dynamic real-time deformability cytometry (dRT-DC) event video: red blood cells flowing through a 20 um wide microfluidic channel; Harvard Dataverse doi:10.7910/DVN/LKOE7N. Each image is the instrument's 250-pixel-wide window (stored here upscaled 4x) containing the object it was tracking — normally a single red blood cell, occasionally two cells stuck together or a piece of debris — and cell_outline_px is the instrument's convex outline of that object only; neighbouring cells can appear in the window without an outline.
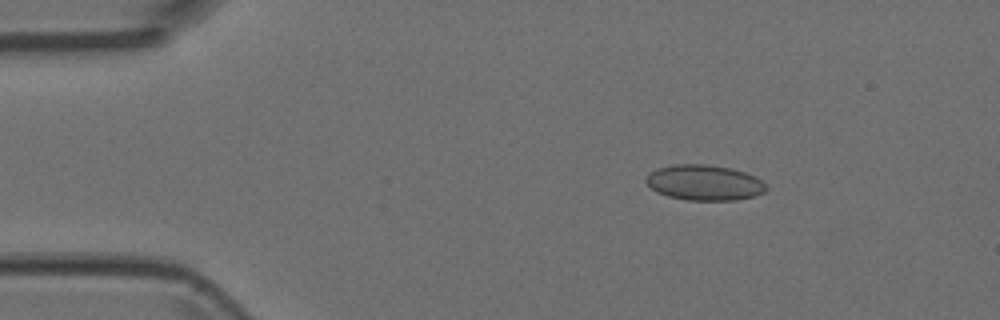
{"species": "Egyptian fruit bat (a non-hibernating species)", "species_latin": "Rousettus aegyptiacus", "temperature_condition": "room temperature", "stored_images_in_passage": 3, "camera_frame_rate_fps": 3000, "um_per_image_px": 0.085, "animal": {"sex": "female"}, "frame": {"image": 1, "passage_image": 1, "time_ms": 0.0, "image_size_px": [1000, 320], "cell_outline_px": [[768, 188], [764, 192], [752, 196], [736, 200], [688, 200], [668, 196], [656, 192], [644, 180], [652, 172], [660, 168], [672, 164], [704, 164], [728, 168], [744, 172], [760, 180]], "centroid_in_image_um": [59.85, 15.53], "position_along_channel_um": 25.2, "area_um2": 24.39}}
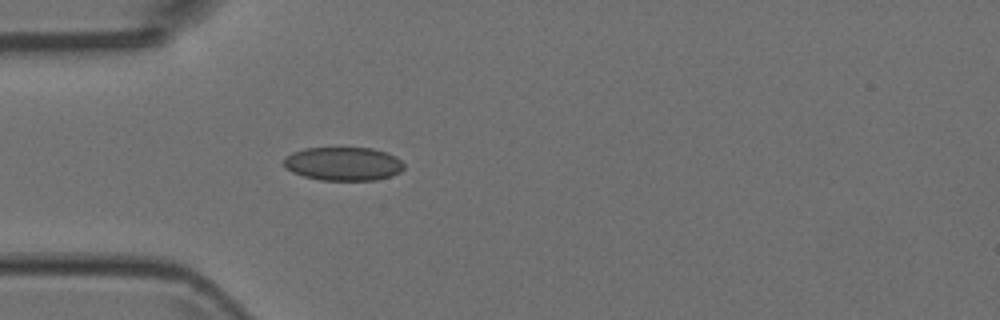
{"frame": {"image": 2, "passage_image": 3, "time_ms": 0.667, "image_size_px": [1000, 320], "cell_outline_px": [[404, 168], [400, 172], [376, 180], [320, 180], [304, 176], [292, 172], [284, 168], [284, 160], [292, 152], [304, 148], [372, 148], [388, 152], [396, 156], [404, 164]], "centroid_in_image_um": [29.18, 13.92], "position_along_channel_um": 55.8, "area_um2": 23.52}}